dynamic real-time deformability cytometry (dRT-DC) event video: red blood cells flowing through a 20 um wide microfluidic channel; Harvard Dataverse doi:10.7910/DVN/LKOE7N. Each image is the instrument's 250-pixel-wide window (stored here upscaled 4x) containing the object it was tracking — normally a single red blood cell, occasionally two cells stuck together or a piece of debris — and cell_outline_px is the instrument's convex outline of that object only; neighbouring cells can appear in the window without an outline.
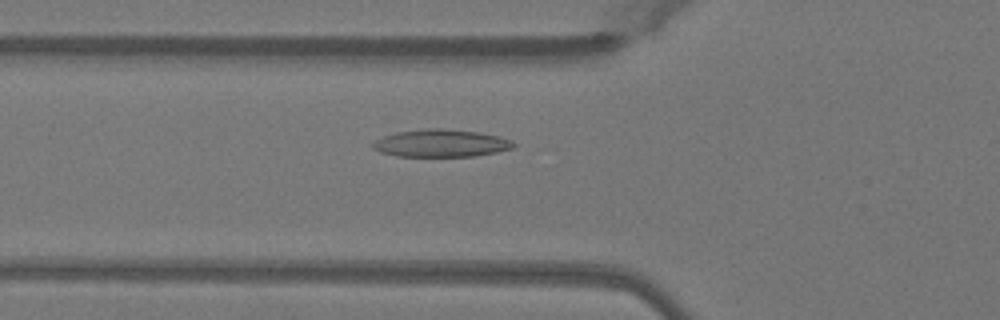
{"species": "Egyptian fruit bat (a non-hibernating species)", "species_latin": "Rousettus aegyptiacus", "temperature_condition": "warm", "stored_images_in_passage": 51, "camera_frame_rate_fps": 3000, "um_per_image_px": 0.085, "animal": {"sex": "female"}, "frame": {"image": 1, "passage_image": 19, "time_ms": 6.0, "image_size_px": [1000, 320], "cell_outline_px": [[516, 144], [512, 148], [496, 152], [476, 156], [396, 156], [380, 152], [372, 148], [372, 144], [376, 140], [384, 136], [396, 132], [428, 128], [444, 128], [476, 132], [500, 136], [512, 140]], "centroid_in_image_um": [37.49, 12.17], "position_along_channel_um": 88.3, "area_um2": 22.54}}
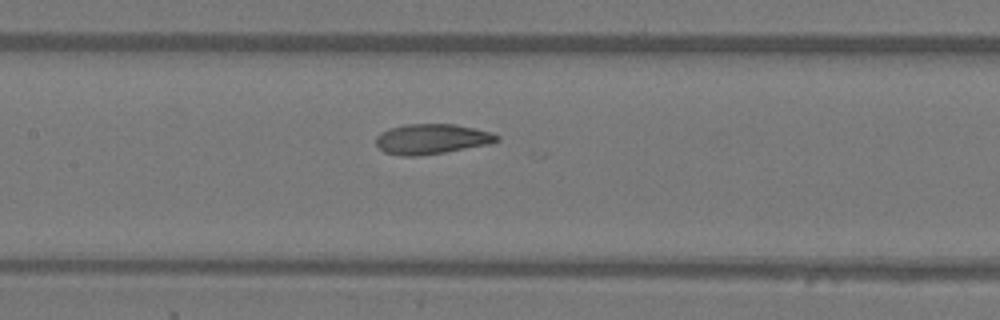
{"frame": {"image": 2, "passage_image": 25, "time_ms": 8.0, "image_size_px": [1000, 320], "cell_outline_px": [[500, 140], [488, 144], [444, 152], [416, 156], [400, 156], [384, 152], [376, 144], [376, 136], [380, 132], [388, 128], [404, 124], [456, 124], [492, 132], [500, 136]], "centroid_in_image_um": [36.67, 11.8], "position_along_channel_um": 170.7, "area_um2": 21.33}}
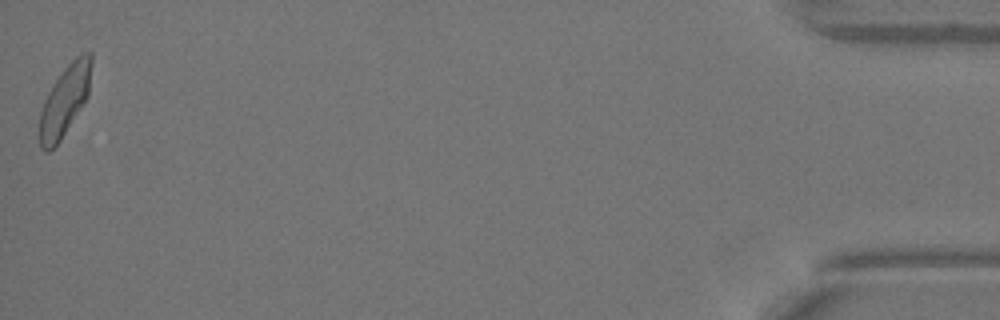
{"frame": {"image": 3, "passage_image": 51, "time_ms": 16.667, "image_size_px": [1000, 320], "cell_outline_px": [[92, 60], [88, 96], [60, 140], [48, 152], [44, 152], [40, 148], [40, 112], [44, 100], [52, 84], [64, 68], [80, 52], [92, 52]], "centroid_in_image_um": [5.5, 8.51], "position_along_channel_um": 429.7, "area_um2": 21.1}, "authors_computed_cell_mechanics": {"area_um2": 21.6172, "velocity_mm_per_s": 4.0782, "shape_relaxation_time_tau1_ms": 8.7417, "shape_relaxation_time_tau2_ms": null, "deformation_change_tau1": null, "deformation_change_tau2": null}}